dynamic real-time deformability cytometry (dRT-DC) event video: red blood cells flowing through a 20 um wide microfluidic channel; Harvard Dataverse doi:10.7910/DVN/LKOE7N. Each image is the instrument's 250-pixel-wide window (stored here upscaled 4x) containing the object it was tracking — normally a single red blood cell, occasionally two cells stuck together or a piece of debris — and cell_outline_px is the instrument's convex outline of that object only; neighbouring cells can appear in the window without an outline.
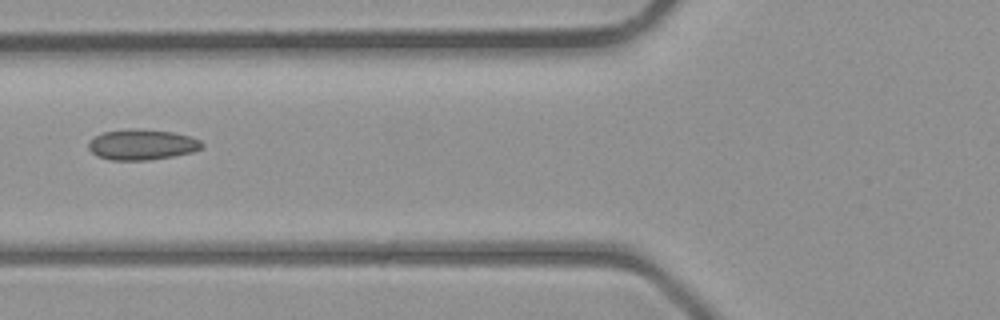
{"species": "common noctule bat (a hibernating species)", "species_latin": "Nyctalus noctula", "temperature_condition": "room temperature", "stored_images_in_passage": 5, "camera_frame_rate_fps": 3000, "um_per_image_px": 0.085, "animal": {"sex": "male", "body_mass_g": 23.1, "forearm_length_mm": 52.7}, "frame": {"image": 1, "passage_image": 5, "time_ms": 5.667, "image_size_px": [1000, 320], "cell_outline_px": [[204, 148], [192, 152], [172, 156], [148, 160], [112, 160], [100, 156], [92, 152], [88, 148], [88, 144], [96, 136], [104, 132], [132, 128], [172, 132], [188, 136], [200, 140], [204, 144]], "centroid_in_image_um": [12.1, 12.29], "position_along_channel_um": 113.7, "area_um2": 19.94}}